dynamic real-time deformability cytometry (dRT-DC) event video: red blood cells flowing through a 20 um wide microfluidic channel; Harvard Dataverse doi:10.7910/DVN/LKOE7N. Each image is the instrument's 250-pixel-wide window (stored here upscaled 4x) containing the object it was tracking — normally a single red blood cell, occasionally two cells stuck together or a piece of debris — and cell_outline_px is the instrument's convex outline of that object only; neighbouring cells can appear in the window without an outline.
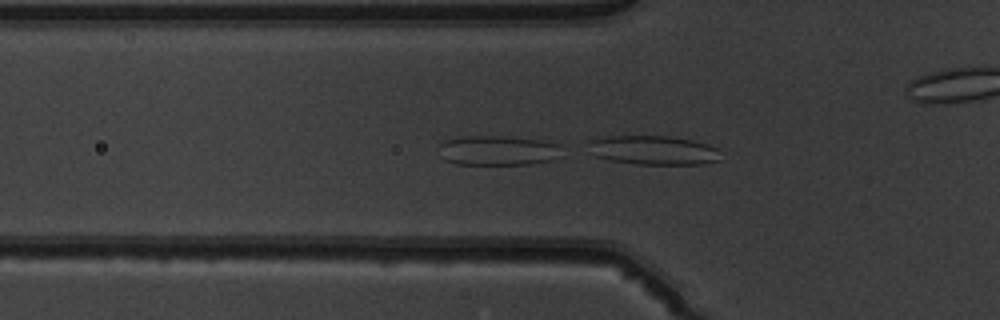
{"species": "common noctule bat (a hibernating species)", "species_latin": "Nyctalus noctula", "temperature_condition": "warm", "stored_images_in_passage": 25, "camera_frame_rate_fps": 3000, "um_per_image_px": 0.085, "animal": {"sex": "male", "body_mass_g": 19.5, "forearm_length_mm": 54.6}, "frame": {"image": 1, "passage_image": 18, "time_ms": 5.667, "image_size_px": [1000, 320], "cell_outline_px": [[720, 160], [704, 164], [636, 164], [612, 160], [596, 156], [592, 140], [608, 136], [668, 136], [692, 140], [708, 144], [720, 148]], "centroid_in_image_um": [55.71, 12.77], "position_along_channel_um": 70.1, "area_um2": 22.02}}